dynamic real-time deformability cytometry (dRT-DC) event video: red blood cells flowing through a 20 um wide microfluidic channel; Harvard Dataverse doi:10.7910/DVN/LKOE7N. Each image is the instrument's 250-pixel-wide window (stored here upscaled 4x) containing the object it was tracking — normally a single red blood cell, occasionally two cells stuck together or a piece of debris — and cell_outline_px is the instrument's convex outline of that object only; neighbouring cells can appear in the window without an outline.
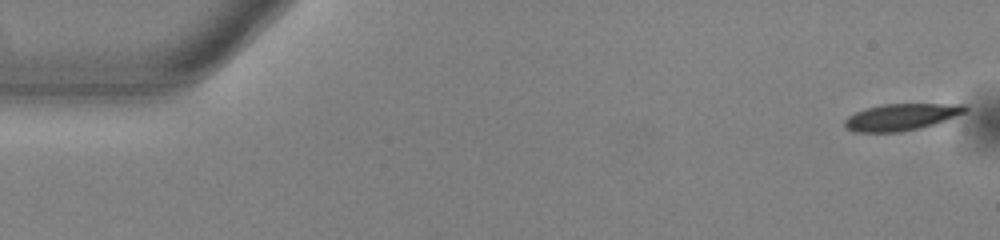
{"species": "common noctule bat (a hibernating species)", "species_latin": "Nyctalus noctula", "temperature_condition": "warm", "stored_images_in_passage": 53, "camera_frame_rate_fps": 3000, "um_per_image_px": 0.085, "animal": {"sex": "male", "body_mass_g": 13.0, "forearm_length_mm": 53.1}, "frame": {"image": 1, "passage_image": 1, "time_ms": 0.0, "image_size_px": [1000, 240], "cell_outline_px": [[968, 108], [964, 112], [944, 120], [932, 124], [900, 132], [852, 132], [844, 124], [844, 120], [848, 116], [856, 112], [868, 108], [884, 104], [964, 104]], "centroid_in_image_um": [76.56, 9.94], "position_along_channel_um": 8.4, "area_um2": 18.32}}
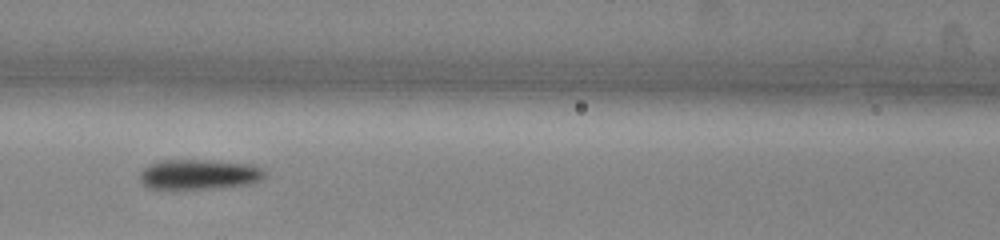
{"frame": {"image": 2, "passage_image": 23, "time_ms": 7.333, "image_size_px": [1000, 240], "cell_outline_px": [[264, 176], [260, 180], [252, 184], [212, 188], [148, 188], [140, 180], [140, 172], [148, 164], [164, 160], [208, 160], [252, 164], [264, 168]], "centroid_in_image_um": [16.95, 14.81], "position_along_channel_um": 149.7, "area_um2": 21.79}}
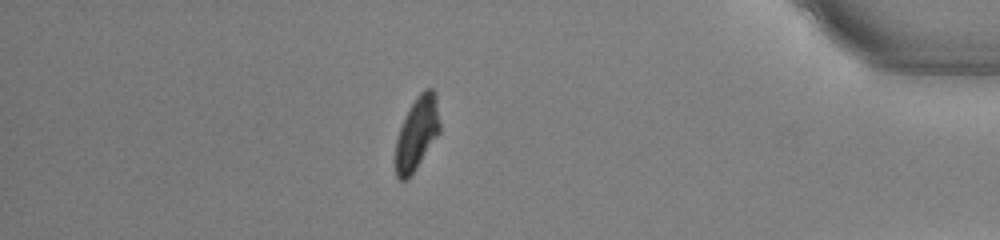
{"frame": {"image": 3, "passage_image": 46, "time_ms": 15.0, "image_size_px": [1000, 240], "cell_outline_px": [[440, 132], [408, 180], [400, 180], [396, 176], [396, 140], [404, 116], [416, 96], [424, 88], [432, 88], [436, 92], [440, 124]], "centroid_in_image_um": [35.45, 11.29], "position_along_channel_um": 399.8, "area_um2": 18.9}, "authors_computed_cell_mechanics": {"area_um2": 20.23, "velocity_mm_per_s": 3.8154, "shape_relaxation_time_tau1_ms": 3.2114, "shape_relaxation_time_tau2_ms": null, "deformation_change_tau1": 0.1236, "deformation_change_tau2": null}}